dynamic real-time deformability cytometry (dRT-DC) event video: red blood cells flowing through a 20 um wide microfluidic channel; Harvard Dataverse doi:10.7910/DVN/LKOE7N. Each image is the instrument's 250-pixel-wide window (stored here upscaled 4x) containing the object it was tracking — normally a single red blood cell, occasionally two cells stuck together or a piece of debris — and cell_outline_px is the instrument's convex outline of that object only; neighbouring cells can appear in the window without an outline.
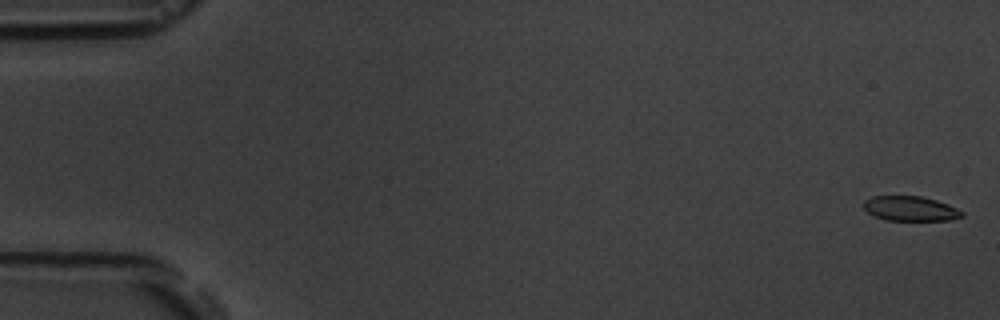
{"species": "common noctule bat (a hibernating species)", "species_latin": "Nyctalus noctula", "temperature_condition": "room temperature", "stored_images_in_passage": 17, "camera_frame_rate_fps": 3000, "um_per_image_px": 0.085, "animal": {"sex": "male", "body_mass_g": 19.5, "forearm_length_mm": 54.6}, "frame": {"image": 1, "passage_image": 1, "time_ms": 0.0, "image_size_px": [1000, 320], "cell_outline_px": [[964, 216], [952, 220], [888, 220], [876, 216], [868, 212], [864, 208], [864, 200], [872, 196], [920, 196], [936, 200], [948, 204], [964, 212]], "centroid_in_image_um": [77.41, 17.73], "position_along_channel_um": 7.6, "area_um2": 14.1}}
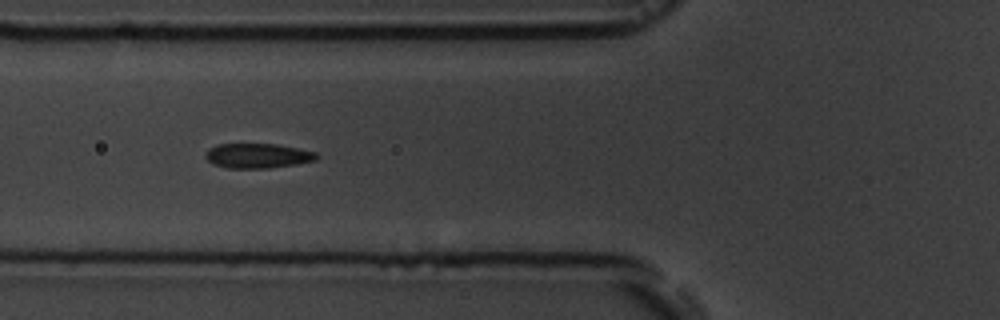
{"frame": {"image": 2, "passage_image": 7, "time_ms": 6.667, "image_size_px": [1000, 320], "cell_outline_px": [[320, 156], [316, 160], [296, 164], [268, 168], [228, 168], [212, 164], [204, 156], [204, 152], [208, 148], [216, 144], [276, 144], [316, 152]], "centroid_in_image_um": [21.86, 13.24], "position_along_channel_um": 103.9, "area_um2": 16.13}}
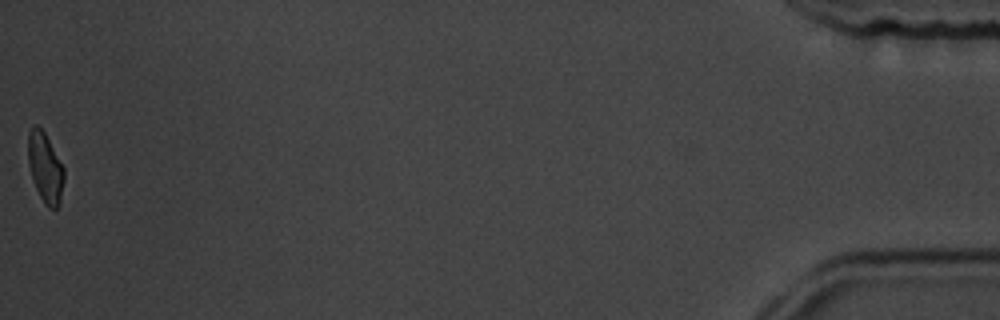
{"frame": {"image": 3, "passage_image": 17, "time_ms": 18.333, "image_size_px": [1000, 320], "cell_outline_px": [[64, 180], [60, 204], [56, 208], [48, 208], [44, 204], [36, 188], [28, 164], [28, 132], [32, 124], [36, 124], [44, 132], [64, 168]], "centroid_in_image_um": [3.84, 14.25], "position_along_channel_um": 431.4, "area_um2": 14.62}, "authors_computed_cell_mechanics": {"area_um2": 15.895, "velocity_mm_per_s": 3.6651, "shape_relaxation_time_tau1_ms": 3.1239, "shape_relaxation_time_tau2_ms": 0.4778, "deformation_change_tau1": 0.1125, "deformation_change_tau2": 0.0421}}